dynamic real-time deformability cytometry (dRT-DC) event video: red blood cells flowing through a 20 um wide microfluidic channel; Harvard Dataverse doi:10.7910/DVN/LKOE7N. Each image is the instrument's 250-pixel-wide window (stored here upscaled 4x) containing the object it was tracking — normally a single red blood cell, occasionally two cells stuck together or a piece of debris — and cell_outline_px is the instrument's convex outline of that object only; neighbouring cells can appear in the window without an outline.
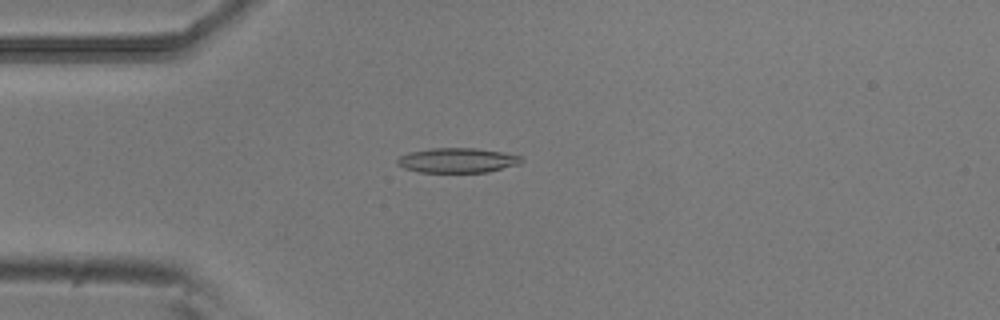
{"species": "common noctule bat (a hibernating species)", "species_latin": "Nyctalus noctula", "temperature_condition": "room temperature", "stored_images_in_passage": 50, "camera_frame_rate_fps": 3000, "um_per_image_px": 0.085, "animal": {"sex": "male", "body_mass_g": 20.5, "forearm_length_mm": 52.5}, "frame": {"image": 1, "passage_image": 11, "time_ms": 3.333, "image_size_px": [1000, 320], "cell_outline_px": [[524, 160], [520, 164], [488, 172], [420, 172], [404, 168], [396, 164], [396, 160], [400, 156], [408, 152], [428, 148], [476, 148], [524, 156]], "centroid_in_image_um": [38.88, 13.62], "position_along_channel_um": 46.1, "area_um2": 18.09}}
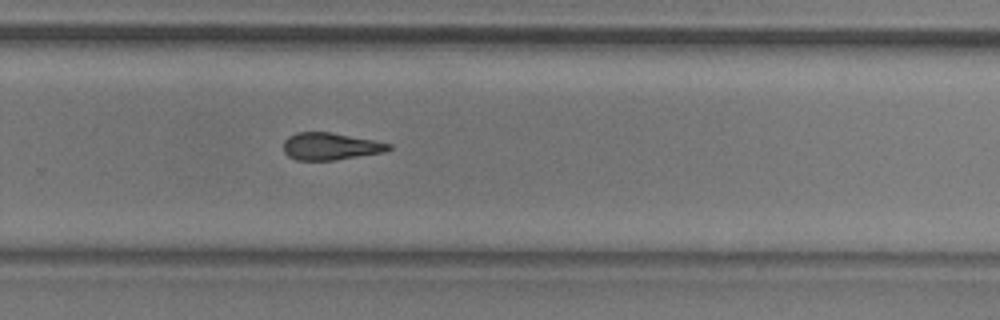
{"frame": {"image": 2, "passage_image": 32, "time_ms": 10.333, "image_size_px": [1000, 320], "cell_outline_px": [[392, 148], [384, 152], [336, 160], [296, 160], [288, 156], [284, 152], [284, 140], [288, 136], [296, 132], [332, 132], [392, 144]], "centroid_in_image_um": [28.07, 12.44], "position_along_channel_um": 301.7, "area_um2": 16.7}}
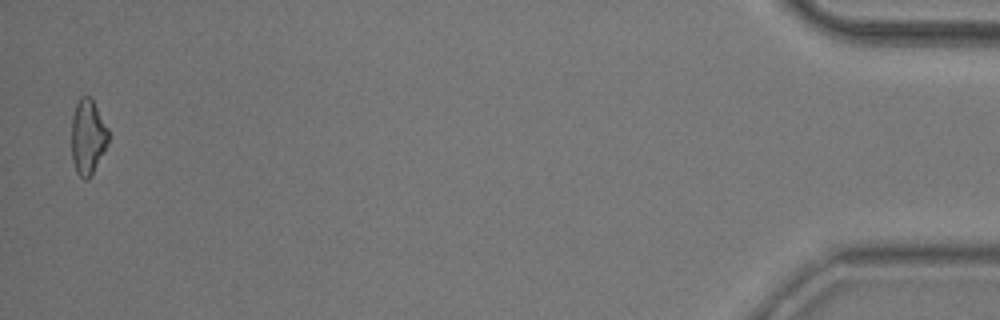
{"frame": {"image": 3, "passage_image": 49, "time_ms": 16.0, "image_size_px": [1000, 320], "cell_outline_px": [[108, 144], [88, 180], [84, 180], [76, 172], [72, 160], [72, 116], [76, 104], [80, 96], [88, 96], [92, 100], [108, 128]], "centroid_in_image_um": [7.45, 11.65], "position_along_channel_um": 427.7, "area_um2": 15.95}, "authors_computed_cell_mechanics": {"area_um2": 17.5134, "velocity_mm_per_s": 3.8468, "shape_relaxation_time_tau1_ms": 5.7405, "shape_relaxation_time_tau2_ms": 5.0263, "deformation_change_tau1": 0.1943, "deformation_change_tau2": 0.1538}}